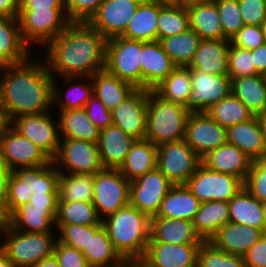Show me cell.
I'll use <instances>...</instances> for the list:
<instances>
[{
    "instance_id": "ee69618b",
    "label": "cell",
    "mask_w": 266,
    "mask_h": 267,
    "mask_svg": "<svg viewBox=\"0 0 266 267\" xmlns=\"http://www.w3.org/2000/svg\"><path fill=\"white\" fill-rule=\"evenodd\" d=\"M206 113L226 129L238 123L248 121L254 116L232 93L222 98L208 109Z\"/></svg>"
},
{
    "instance_id": "4316f807",
    "label": "cell",
    "mask_w": 266,
    "mask_h": 267,
    "mask_svg": "<svg viewBox=\"0 0 266 267\" xmlns=\"http://www.w3.org/2000/svg\"><path fill=\"white\" fill-rule=\"evenodd\" d=\"M230 40H200L193 60L188 66L207 74L227 75Z\"/></svg>"
},
{
    "instance_id": "e7e4bbea",
    "label": "cell",
    "mask_w": 266,
    "mask_h": 267,
    "mask_svg": "<svg viewBox=\"0 0 266 267\" xmlns=\"http://www.w3.org/2000/svg\"><path fill=\"white\" fill-rule=\"evenodd\" d=\"M20 0H0V15L18 19Z\"/></svg>"
},
{
    "instance_id": "753ad0ef",
    "label": "cell",
    "mask_w": 266,
    "mask_h": 267,
    "mask_svg": "<svg viewBox=\"0 0 266 267\" xmlns=\"http://www.w3.org/2000/svg\"><path fill=\"white\" fill-rule=\"evenodd\" d=\"M149 1L160 2L164 4H174V0H149Z\"/></svg>"
},
{
    "instance_id": "d6a6232c",
    "label": "cell",
    "mask_w": 266,
    "mask_h": 267,
    "mask_svg": "<svg viewBox=\"0 0 266 267\" xmlns=\"http://www.w3.org/2000/svg\"><path fill=\"white\" fill-rule=\"evenodd\" d=\"M231 93L258 116L266 113V77L261 74L231 79Z\"/></svg>"
},
{
    "instance_id": "1f68e13d",
    "label": "cell",
    "mask_w": 266,
    "mask_h": 267,
    "mask_svg": "<svg viewBox=\"0 0 266 267\" xmlns=\"http://www.w3.org/2000/svg\"><path fill=\"white\" fill-rule=\"evenodd\" d=\"M164 3L143 0L122 35L142 42L157 41L158 16Z\"/></svg>"
},
{
    "instance_id": "03108f58",
    "label": "cell",
    "mask_w": 266,
    "mask_h": 267,
    "mask_svg": "<svg viewBox=\"0 0 266 267\" xmlns=\"http://www.w3.org/2000/svg\"><path fill=\"white\" fill-rule=\"evenodd\" d=\"M33 267H60L57 258L53 255L44 258Z\"/></svg>"
},
{
    "instance_id": "f35d334b",
    "label": "cell",
    "mask_w": 266,
    "mask_h": 267,
    "mask_svg": "<svg viewBox=\"0 0 266 267\" xmlns=\"http://www.w3.org/2000/svg\"><path fill=\"white\" fill-rule=\"evenodd\" d=\"M192 222L199 237L204 242H208L221 227L229 222L228 202L201 203Z\"/></svg>"
},
{
    "instance_id": "9a60e30c",
    "label": "cell",
    "mask_w": 266,
    "mask_h": 267,
    "mask_svg": "<svg viewBox=\"0 0 266 267\" xmlns=\"http://www.w3.org/2000/svg\"><path fill=\"white\" fill-rule=\"evenodd\" d=\"M173 184L155 168L130 182L129 203L149 218L157 215Z\"/></svg>"
},
{
    "instance_id": "d4e9b609",
    "label": "cell",
    "mask_w": 266,
    "mask_h": 267,
    "mask_svg": "<svg viewBox=\"0 0 266 267\" xmlns=\"http://www.w3.org/2000/svg\"><path fill=\"white\" fill-rule=\"evenodd\" d=\"M136 140L114 124L100 129L97 148L103 167L118 169Z\"/></svg>"
},
{
    "instance_id": "4dcf8cb0",
    "label": "cell",
    "mask_w": 266,
    "mask_h": 267,
    "mask_svg": "<svg viewBox=\"0 0 266 267\" xmlns=\"http://www.w3.org/2000/svg\"><path fill=\"white\" fill-rule=\"evenodd\" d=\"M189 13L190 28L201 40L223 39V28L217 6L213 0H201L186 5Z\"/></svg>"
},
{
    "instance_id": "6da1fadb",
    "label": "cell",
    "mask_w": 266,
    "mask_h": 267,
    "mask_svg": "<svg viewBox=\"0 0 266 267\" xmlns=\"http://www.w3.org/2000/svg\"><path fill=\"white\" fill-rule=\"evenodd\" d=\"M36 59L29 57L0 67V112L4 122L23 114L53 112V76L44 58Z\"/></svg>"
},
{
    "instance_id": "836d02e7",
    "label": "cell",
    "mask_w": 266,
    "mask_h": 267,
    "mask_svg": "<svg viewBox=\"0 0 266 267\" xmlns=\"http://www.w3.org/2000/svg\"><path fill=\"white\" fill-rule=\"evenodd\" d=\"M91 81L93 94L101 100L109 111L118 107L136 90L132 84L120 80L106 68L92 75Z\"/></svg>"
},
{
    "instance_id": "7402d4cb",
    "label": "cell",
    "mask_w": 266,
    "mask_h": 267,
    "mask_svg": "<svg viewBox=\"0 0 266 267\" xmlns=\"http://www.w3.org/2000/svg\"><path fill=\"white\" fill-rule=\"evenodd\" d=\"M201 164L210 170L234 175L245 182L252 159L235 145L226 142L201 157Z\"/></svg>"
},
{
    "instance_id": "603a6c76",
    "label": "cell",
    "mask_w": 266,
    "mask_h": 267,
    "mask_svg": "<svg viewBox=\"0 0 266 267\" xmlns=\"http://www.w3.org/2000/svg\"><path fill=\"white\" fill-rule=\"evenodd\" d=\"M149 242L173 244H202L190 220L166 217L150 218Z\"/></svg>"
},
{
    "instance_id": "cb8c5ba5",
    "label": "cell",
    "mask_w": 266,
    "mask_h": 267,
    "mask_svg": "<svg viewBox=\"0 0 266 267\" xmlns=\"http://www.w3.org/2000/svg\"><path fill=\"white\" fill-rule=\"evenodd\" d=\"M59 79L67 89L64 90L65 93L62 92L57 77H53L52 107H55V110L57 108V111L84 108L93 95L91 76H66Z\"/></svg>"
},
{
    "instance_id": "f546056e",
    "label": "cell",
    "mask_w": 266,
    "mask_h": 267,
    "mask_svg": "<svg viewBox=\"0 0 266 267\" xmlns=\"http://www.w3.org/2000/svg\"><path fill=\"white\" fill-rule=\"evenodd\" d=\"M227 143L235 145L253 160L266 156L258 116L226 129Z\"/></svg>"
},
{
    "instance_id": "52a82bcc",
    "label": "cell",
    "mask_w": 266,
    "mask_h": 267,
    "mask_svg": "<svg viewBox=\"0 0 266 267\" xmlns=\"http://www.w3.org/2000/svg\"><path fill=\"white\" fill-rule=\"evenodd\" d=\"M18 22L23 41L30 47H44L71 23L64 8L19 10ZM33 44V45H32Z\"/></svg>"
},
{
    "instance_id": "8fae6325",
    "label": "cell",
    "mask_w": 266,
    "mask_h": 267,
    "mask_svg": "<svg viewBox=\"0 0 266 267\" xmlns=\"http://www.w3.org/2000/svg\"><path fill=\"white\" fill-rule=\"evenodd\" d=\"M185 185L201 203L229 202L244 187V182L234 175L216 172L200 164Z\"/></svg>"
},
{
    "instance_id": "9c48e42d",
    "label": "cell",
    "mask_w": 266,
    "mask_h": 267,
    "mask_svg": "<svg viewBox=\"0 0 266 267\" xmlns=\"http://www.w3.org/2000/svg\"><path fill=\"white\" fill-rule=\"evenodd\" d=\"M200 164L201 157L185 140L157 147V168L173 185H185Z\"/></svg>"
},
{
    "instance_id": "44dd1931",
    "label": "cell",
    "mask_w": 266,
    "mask_h": 267,
    "mask_svg": "<svg viewBox=\"0 0 266 267\" xmlns=\"http://www.w3.org/2000/svg\"><path fill=\"white\" fill-rule=\"evenodd\" d=\"M141 89L155 88L177 66L164 51L160 41H141Z\"/></svg>"
},
{
    "instance_id": "7c38bea8",
    "label": "cell",
    "mask_w": 266,
    "mask_h": 267,
    "mask_svg": "<svg viewBox=\"0 0 266 267\" xmlns=\"http://www.w3.org/2000/svg\"><path fill=\"white\" fill-rule=\"evenodd\" d=\"M60 173L96 174L104 169L97 143L61 138L57 156L52 160Z\"/></svg>"
},
{
    "instance_id": "8d00e7d4",
    "label": "cell",
    "mask_w": 266,
    "mask_h": 267,
    "mask_svg": "<svg viewBox=\"0 0 266 267\" xmlns=\"http://www.w3.org/2000/svg\"><path fill=\"white\" fill-rule=\"evenodd\" d=\"M57 119L60 138L97 143L100 129L89 119L84 108L59 110Z\"/></svg>"
},
{
    "instance_id": "f5cc1de1",
    "label": "cell",
    "mask_w": 266,
    "mask_h": 267,
    "mask_svg": "<svg viewBox=\"0 0 266 267\" xmlns=\"http://www.w3.org/2000/svg\"><path fill=\"white\" fill-rule=\"evenodd\" d=\"M102 2L103 0H63L64 9L71 22H87Z\"/></svg>"
},
{
    "instance_id": "5bb4252c",
    "label": "cell",
    "mask_w": 266,
    "mask_h": 267,
    "mask_svg": "<svg viewBox=\"0 0 266 267\" xmlns=\"http://www.w3.org/2000/svg\"><path fill=\"white\" fill-rule=\"evenodd\" d=\"M0 156L11 171L19 167L50 165L53 162L7 122L0 129Z\"/></svg>"
},
{
    "instance_id": "11a10c76",
    "label": "cell",
    "mask_w": 266,
    "mask_h": 267,
    "mask_svg": "<svg viewBox=\"0 0 266 267\" xmlns=\"http://www.w3.org/2000/svg\"><path fill=\"white\" fill-rule=\"evenodd\" d=\"M244 25L261 26L266 21V0H238Z\"/></svg>"
},
{
    "instance_id": "277c9868",
    "label": "cell",
    "mask_w": 266,
    "mask_h": 267,
    "mask_svg": "<svg viewBox=\"0 0 266 267\" xmlns=\"http://www.w3.org/2000/svg\"><path fill=\"white\" fill-rule=\"evenodd\" d=\"M60 172L50 165L19 167L13 169L8 179L4 206V220L18 207L28 204L32 195L58 193Z\"/></svg>"
},
{
    "instance_id": "89a4df30",
    "label": "cell",
    "mask_w": 266,
    "mask_h": 267,
    "mask_svg": "<svg viewBox=\"0 0 266 267\" xmlns=\"http://www.w3.org/2000/svg\"><path fill=\"white\" fill-rule=\"evenodd\" d=\"M262 214L264 222V234L266 233V200L262 201Z\"/></svg>"
},
{
    "instance_id": "ac0fdd59",
    "label": "cell",
    "mask_w": 266,
    "mask_h": 267,
    "mask_svg": "<svg viewBox=\"0 0 266 267\" xmlns=\"http://www.w3.org/2000/svg\"><path fill=\"white\" fill-rule=\"evenodd\" d=\"M185 142L200 156L227 142L226 128L206 112H191L185 130Z\"/></svg>"
},
{
    "instance_id": "bcb514c9",
    "label": "cell",
    "mask_w": 266,
    "mask_h": 267,
    "mask_svg": "<svg viewBox=\"0 0 266 267\" xmlns=\"http://www.w3.org/2000/svg\"><path fill=\"white\" fill-rule=\"evenodd\" d=\"M157 40L180 34L190 28L186 5L165 4L159 11Z\"/></svg>"
},
{
    "instance_id": "8992f818",
    "label": "cell",
    "mask_w": 266,
    "mask_h": 267,
    "mask_svg": "<svg viewBox=\"0 0 266 267\" xmlns=\"http://www.w3.org/2000/svg\"><path fill=\"white\" fill-rule=\"evenodd\" d=\"M0 248L14 267H33L54 253L57 231L26 233L0 221ZM54 235V236H53Z\"/></svg>"
},
{
    "instance_id": "b9f144b4",
    "label": "cell",
    "mask_w": 266,
    "mask_h": 267,
    "mask_svg": "<svg viewBox=\"0 0 266 267\" xmlns=\"http://www.w3.org/2000/svg\"><path fill=\"white\" fill-rule=\"evenodd\" d=\"M200 40L198 34L188 28L180 34L162 38L160 43L176 66L187 67L193 60Z\"/></svg>"
},
{
    "instance_id": "8c879c8a",
    "label": "cell",
    "mask_w": 266,
    "mask_h": 267,
    "mask_svg": "<svg viewBox=\"0 0 266 267\" xmlns=\"http://www.w3.org/2000/svg\"><path fill=\"white\" fill-rule=\"evenodd\" d=\"M129 267H147V266L141 260H138L130 263Z\"/></svg>"
},
{
    "instance_id": "a7ac6f4b",
    "label": "cell",
    "mask_w": 266,
    "mask_h": 267,
    "mask_svg": "<svg viewBox=\"0 0 266 267\" xmlns=\"http://www.w3.org/2000/svg\"><path fill=\"white\" fill-rule=\"evenodd\" d=\"M0 267H14L6 256V253L0 248Z\"/></svg>"
},
{
    "instance_id": "4fadbf2b",
    "label": "cell",
    "mask_w": 266,
    "mask_h": 267,
    "mask_svg": "<svg viewBox=\"0 0 266 267\" xmlns=\"http://www.w3.org/2000/svg\"><path fill=\"white\" fill-rule=\"evenodd\" d=\"M49 112L23 114L12 119L9 124L53 160L57 156L61 138L57 115L54 120L53 114Z\"/></svg>"
},
{
    "instance_id": "f907efd6",
    "label": "cell",
    "mask_w": 266,
    "mask_h": 267,
    "mask_svg": "<svg viewBox=\"0 0 266 267\" xmlns=\"http://www.w3.org/2000/svg\"><path fill=\"white\" fill-rule=\"evenodd\" d=\"M259 74L252 57V50L242 49L230 44L228 54V76L232 78Z\"/></svg>"
},
{
    "instance_id": "7dc6e473",
    "label": "cell",
    "mask_w": 266,
    "mask_h": 267,
    "mask_svg": "<svg viewBox=\"0 0 266 267\" xmlns=\"http://www.w3.org/2000/svg\"><path fill=\"white\" fill-rule=\"evenodd\" d=\"M102 226L103 224H55V229L59 231L57 239L61 243L83 252L90 242V234H95Z\"/></svg>"
},
{
    "instance_id": "d6986e66",
    "label": "cell",
    "mask_w": 266,
    "mask_h": 267,
    "mask_svg": "<svg viewBox=\"0 0 266 267\" xmlns=\"http://www.w3.org/2000/svg\"><path fill=\"white\" fill-rule=\"evenodd\" d=\"M149 92L150 89H136L111 111L113 124L137 140L145 139Z\"/></svg>"
},
{
    "instance_id": "7a4b0ae2",
    "label": "cell",
    "mask_w": 266,
    "mask_h": 267,
    "mask_svg": "<svg viewBox=\"0 0 266 267\" xmlns=\"http://www.w3.org/2000/svg\"><path fill=\"white\" fill-rule=\"evenodd\" d=\"M44 50L53 77L92 76L106 67L107 39L87 22H71Z\"/></svg>"
},
{
    "instance_id": "d590c367",
    "label": "cell",
    "mask_w": 266,
    "mask_h": 267,
    "mask_svg": "<svg viewBox=\"0 0 266 267\" xmlns=\"http://www.w3.org/2000/svg\"><path fill=\"white\" fill-rule=\"evenodd\" d=\"M157 145L136 140L118 170L130 182L157 168Z\"/></svg>"
},
{
    "instance_id": "60d3db41",
    "label": "cell",
    "mask_w": 266,
    "mask_h": 267,
    "mask_svg": "<svg viewBox=\"0 0 266 267\" xmlns=\"http://www.w3.org/2000/svg\"><path fill=\"white\" fill-rule=\"evenodd\" d=\"M152 90L162 99L185 107L192 91L190 68L177 66Z\"/></svg>"
},
{
    "instance_id": "5b68a950",
    "label": "cell",
    "mask_w": 266,
    "mask_h": 267,
    "mask_svg": "<svg viewBox=\"0 0 266 267\" xmlns=\"http://www.w3.org/2000/svg\"><path fill=\"white\" fill-rule=\"evenodd\" d=\"M191 112L184 106L149 92L146 112L145 140L159 146L163 143L185 139V130Z\"/></svg>"
},
{
    "instance_id": "ba28073f",
    "label": "cell",
    "mask_w": 266,
    "mask_h": 267,
    "mask_svg": "<svg viewBox=\"0 0 266 267\" xmlns=\"http://www.w3.org/2000/svg\"><path fill=\"white\" fill-rule=\"evenodd\" d=\"M141 41L117 36L107 40L106 69L141 89Z\"/></svg>"
},
{
    "instance_id": "f1b7e54d",
    "label": "cell",
    "mask_w": 266,
    "mask_h": 267,
    "mask_svg": "<svg viewBox=\"0 0 266 267\" xmlns=\"http://www.w3.org/2000/svg\"><path fill=\"white\" fill-rule=\"evenodd\" d=\"M30 48L22 39L18 19L0 15V67L27 60Z\"/></svg>"
},
{
    "instance_id": "6f0895ef",
    "label": "cell",
    "mask_w": 266,
    "mask_h": 267,
    "mask_svg": "<svg viewBox=\"0 0 266 267\" xmlns=\"http://www.w3.org/2000/svg\"><path fill=\"white\" fill-rule=\"evenodd\" d=\"M89 119L99 129L112 125L111 111H109L101 100L96 96L92 95L84 107Z\"/></svg>"
},
{
    "instance_id": "003e7915",
    "label": "cell",
    "mask_w": 266,
    "mask_h": 267,
    "mask_svg": "<svg viewBox=\"0 0 266 267\" xmlns=\"http://www.w3.org/2000/svg\"><path fill=\"white\" fill-rule=\"evenodd\" d=\"M258 120L262 129V134H263V141H264V146H265V151H266V113L258 115Z\"/></svg>"
},
{
    "instance_id": "3957f363",
    "label": "cell",
    "mask_w": 266,
    "mask_h": 267,
    "mask_svg": "<svg viewBox=\"0 0 266 267\" xmlns=\"http://www.w3.org/2000/svg\"><path fill=\"white\" fill-rule=\"evenodd\" d=\"M115 250L128 263L141 260L150 240V218L130 203L102 220Z\"/></svg>"
},
{
    "instance_id": "ffe728a7",
    "label": "cell",
    "mask_w": 266,
    "mask_h": 267,
    "mask_svg": "<svg viewBox=\"0 0 266 267\" xmlns=\"http://www.w3.org/2000/svg\"><path fill=\"white\" fill-rule=\"evenodd\" d=\"M201 244L148 242L141 261L147 267H197Z\"/></svg>"
},
{
    "instance_id": "be15d7a7",
    "label": "cell",
    "mask_w": 266,
    "mask_h": 267,
    "mask_svg": "<svg viewBox=\"0 0 266 267\" xmlns=\"http://www.w3.org/2000/svg\"><path fill=\"white\" fill-rule=\"evenodd\" d=\"M252 57L257 72L266 76V44H263L252 50Z\"/></svg>"
},
{
    "instance_id": "30bf717a",
    "label": "cell",
    "mask_w": 266,
    "mask_h": 267,
    "mask_svg": "<svg viewBox=\"0 0 266 267\" xmlns=\"http://www.w3.org/2000/svg\"><path fill=\"white\" fill-rule=\"evenodd\" d=\"M129 193L130 181L118 169L104 168L94 174L92 203L102 220L128 205Z\"/></svg>"
},
{
    "instance_id": "ab89813d",
    "label": "cell",
    "mask_w": 266,
    "mask_h": 267,
    "mask_svg": "<svg viewBox=\"0 0 266 267\" xmlns=\"http://www.w3.org/2000/svg\"><path fill=\"white\" fill-rule=\"evenodd\" d=\"M229 222L248 225L264 233L262 202L243 187L229 202Z\"/></svg>"
},
{
    "instance_id": "2644e50d",
    "label": "cell",
    "mask_w": 266,
    "mask_h": 267,
    "mask_svg": "<svg viewBox=\"0 0 266 267\" xmlns=\"http://www.w3.org/2000/svg\"><path fill=\"white\" fill-rule=\"evenodd\" d=\"M197 1H201V0H174V4L187 5L189 3H193V2H197Z\"/></svg>"
},
{
    "instance_id": "c3c4849f",
    "label": "cell",
    "mask_w": 266,
    "mask_h": 267,
    "mask_svg": "<svg viewBox=\"0 0 266 267\" xmlns=\"http://www.w3.org/2000/svg\"><path fill=\"white\" fill-rule=\"evenodd\" d=\"M197 267H246L243 256L226 253L215 248L209 241L198 250Z\"/></svg>"
},
{
    "instance_id": "2e32d148",
    "label": "cell",
    "mask_w": 266,
    "mask_h": 267,
    "mask_svg": "<svg viewBox=\"0 0 266 267\" xmlns=\"http://www.w3.org/2000/svg\"><path fill=\"white\" fill-rule=\"evenodd\" d=\"M192 91L185 108L190 112H206L222 98L231 94L228 75H212L190 68Z\"/></svg>"
},
{
    "instance_id": "db71d44e",
    "label": "cell",
    "mask_w": 266,
    "mask_h": 267,
    "mask_svg": "<svg viewBox=\"0 0 266 267\" xmlns=\"http://www.w3.org/2000/svg\"><path fill=\"white\" fill-rule=\"evenodd\" d=\"M230 44L247 50H254L265 44L261 26L243 25L239 31L232 36Z\"/></svg>"
},
{
    "instance_id": "34e18365",
    "label": "cell",
    "mask_w": 266,
    "mask_h": 267,
    "mask_svg": "<svg viewBox=\"0 0 266 267\" xmlns=\"http://www.w3.org/2000/svg\"><path fill=\"white\" fill-rule=\"evenodd\" d=\"M263 31L264 42L266 44V21L261 25Z\"/></svg>"
},
{
    "instance_id": "83f0119b",
    "label": "cell",
    "mask_w": 266,
    "mask_h": 267,
    "mask_svg": "<svg viewBox=\"0 0 266 267\" xmlns=\"http://www.w3.org/2000/svg\"><path fill=\"white\" fill-rule=\"evenodd\" d=\"M56 214L57 208H34L28 203L15 209L4 222L21 232H54Z\"/></svg>"
},
{
    "instance_id": "e0dca14e",
    "label": "cell",
    "mask_w": 266,
    "mask_h": 267,
    "mask_svg": "<svg viewBox=\"0 0 266 267\" xmlns=\"http://www.w3.org/2000/svg\"><path fill=\"white\" fill-rule=\"evenodd\" d=\"M143 0H103L87 23L107 40L122 36Z\"/></svg>"
},
{
    "instance_id": "11e5206c",
    "label": "cell",
    "mask_w": 266,
    "mask_h": 267,
    "mask_svg": "<svg viewBox=\"0 0 266 267\" xmlns=\"http://www.w3.org/2000/svg\"><path fill=\"white\" fill-rule=\"evenodd\" d=\"M4 120L2 118L1 112H0V129L2 128L3 124H4Z\"/></svg>"
},
{
    "instance_id": "e575fe53",
    "label": "cell",
    "mask_w": 266,
    "mask_h": 267,
    "mask_svg": "<svg viewBox=\"0 0 266 267\" xmlns=\"http://www.w3.org/2000/svg\"><path fill=\"white\" fill-rule=\"evenodd\" d=\"M201 202L186 185H173L161 202L154 217L178 218L193 221Z\"/></svg>"
},
{
    "instance_id": "f6af8a7d",
    "label": "cell",
    "mask_w": 266,
    "mask_h": 267,
    "mask_svg": "<svg viewBox=\"0 0 266 267\" xmlns=\"http://www.w3.org/2000/svg\"><path fill=\"white\" fill-rule=\"evenodd\" d=\"M55 224L94 225L102 224L92 202H58Z\"/></svg>"
},
{
    "instance_id": "7bdbcfd3",
    "label": "cell",
    "mask_w": 266,
    "mask_h": 267,
    "mask_svg": "<svg viewBox=\"0 0 266 267\" xmlns=\"http://www.w3.org/2000/svg\"><path fill=\"white\" fill-rule=\"evenodd\" d=\"M93 188V174L60 173L58 180V202H92Z\"/></svg>"
},
{
    "instance_id": "484cf974",
    "label": "cell",
    "mask_w": 266,
    "mask_h": 267,
    "mask_svg": "<svg viewBox=\"0 0 266 267\" xmlns=\"http://www.w3.org/2000/svg\"><path fill=\"white\" fill-rule=\"evenodd\" d=\"M263 234L260 229L228 222L215 233L209 242L221 251L243 256Z\"/></svg>"
},
{
    "instance_id": "681fc988",
    "label": "cell",
    "mask_w": 266,
    "mask_h": 267,
    "mask_svg": "<svg viewBox=\"0 0 266 267\" xmlns=\"http://www.w3.org/2000/svg\"><path fill=\"white\" fill-rule=\"evenodd\" d=\"M223 28V39H231L244 25L238 0H213Z\"/></svg>"
},
{
    "instance_id": "91938a15",
    "label": "cell",
    "mask_w": 266,
    "mask_h": 267,
    "mask_svg": "<svg viewBox=\"0 0 266 267\" xmlns=\"http://www.w3.org/2000/svg\"><path fill=\"white\" fill-rule=\"evenodd\" d=\"M11 170L0 156V221H4V206L7 195L8 179Z\"/></svg>"
},
{
    "instance_id": "9f6ffc18",
    "label": "cell",
    "mask_w": 266,
    "mask_h": 267,
    "mask_svg": "<svg viewBox=\"0 0 266 267\" xmlns=\"http://www.w3.org/2000/svg\"><path fill=\"white\" fill-rule=\"evenodd\" d=\"M54 256L60 267H90L82 251L61 243L58 239L54 246Z\"/></svg>"
},
{
    "instance_id": "6125c7cd",
    "label": "cell",
    "mask_w": 266,
    "mask_h": 267,
    "mask_svg": "<svg viewBox=\"0 0 266 267\" xmlns=\"http://www.w3.org/2000/svg\"><path fill=\"white\" fill-rule=\"evenodd\" d=\"M58 200V193H44L32 195L29 203H31L34 208H57Z\"/></svg>"
},
{
    "instance_id": "94428289",
    "label": "cell",
    "mask_w": 266,
    "mask_h": 267,
    "mask_svg": "<svg viewBox=\"0 0 266 267\" xmlns=\"http://www.w3.org/2000/svg\"><path fill=\"white\" fill-rule=\"evenodd\" d=\"M64 8L63 0H20L19 10H35L36 8Z\"/></svg>"
},
{
    "instance_id": "816d5d0a",
    "label": "cell",
    "mask_w": 266,
    "mask_h": 267,
    "mask_svg": "<svg viewBox=\"0 0 266 267\" xmlns=\"http://www.w3.org/2000/svg\"><path fill=\"white\" fill-rule=\"evenodd\" d=\"M244 187L259 201L266 200V156L252 161Z\"/></svg>"
},
{
    "instance_id": "74e56055",
    "label": "cell",
    "mask_w": 266,
    "mask_h": 267,
    "mask_svg": "<svg viewBox=\"0 0 266 267\" xmlns=\"http://www.w3.org/2000/svg\"><path fill=\"white\" fill-rule=\"evenodd\" d=\"M83 254L90 267H129L115 250L103 226L95 234H90V242Z\"/></svg>"
},
{
    "instance_id": "680465c9",
    "label": "cell",
    "mask_w": 266,
    "mask_h": 267,
    "mask_svg": "<svg viewBox=\"0 0 266 267\" xmlns=\"http://www.w3.org/2000/svg\"><path fill=\"white\" fill-rule=\"evenodd\" d=\"M246 267H266V233L243 255Z\"/></svg>"
}]
</instances>
